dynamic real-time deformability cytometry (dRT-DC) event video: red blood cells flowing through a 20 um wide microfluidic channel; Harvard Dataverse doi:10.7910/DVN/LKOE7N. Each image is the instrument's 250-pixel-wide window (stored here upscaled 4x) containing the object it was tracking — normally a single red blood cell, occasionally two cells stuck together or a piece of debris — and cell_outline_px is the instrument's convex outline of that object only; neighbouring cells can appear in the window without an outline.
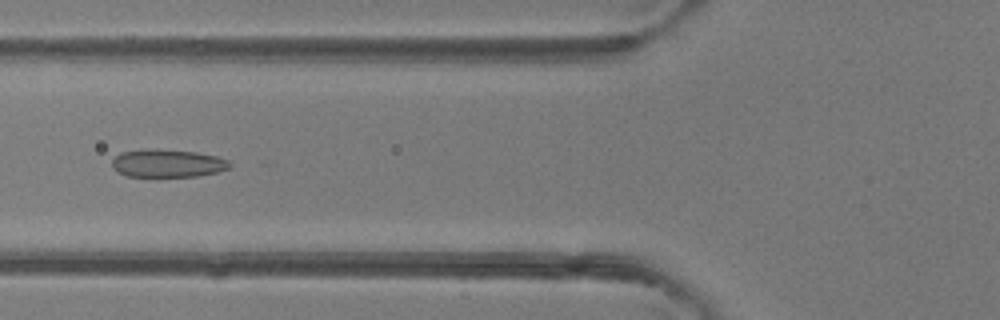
{"species": "common noctule bat (a hibernating species)", "species_latin": "Nyctalus noctula", "temperature_condition": "room temperature", "stored_images_in_passage": 49, "camera_frame_rate_fps": 3000, "um_per_image_px": 0.085, "animal": {"sex": "female"}, "frame": {"image": 1, "passage_image": 19, "time_ms": 6.0, "image_size_px": [1000, 320], "cell_outline_px": [[232, 164], [228, 168], [216, 172], [200, 176], [128, 176], [112, 168], [112, 160], [120, 152], [144, 148], [148, 148], [196, 152], [216, 156], [228, 160]], "centroid_in_image_um": [14.23, 13.86], "position_along_channel_um": 111.6, "area_um2": 19.13}}
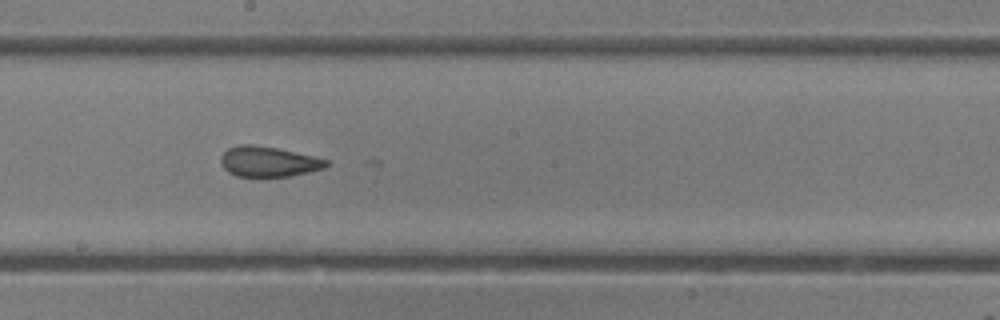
{"frame": {"image": 2, "passage_image": 27, "time_ms": 8.667, "image_size_px": [1000, 320], "cell_outline_px": [[328, 164], [324, 168], [308, 172], [288, 176], [236, 176], [228, 172], [220, 164], [220, 156], [228, 148], [240, 144], [252, 144], [276, 148], [316, 156], [328, 160]], "centroid_in_image_um": [22.79, 13.73], "position_along_channel_um": 225.4, "area_um2": 18.61}}
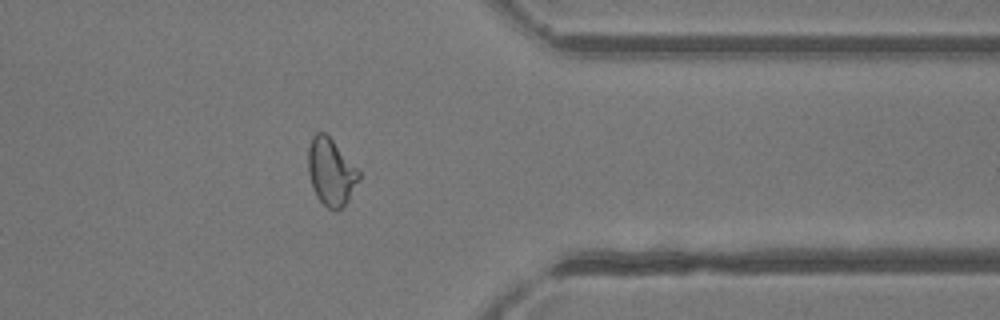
{"frame": {"image": 3, "passage_image": 39, "time_ms": 12.667, "image_size_px": [1000, 320], "cell_outline_px": [[360, 180], [348, 200], [336, 212], [332, 212], [316, 196], [308, 172], [308, 148], [312, 136], [316, 132], [324, 132], [332, 140], [360, 172]], "centroid_in_image_um": [28.13, 14.63], "position_along_channel_um": 383.3, "area_um2": 19.65}, "authors_computed_cell_mechanics": {"area_um2": 20.4034, "velocity_mm_per_s": 4.2508, "shape_relaxation_time_tau1_ms": null, "shape_relaxation_time_tau2_ms": 1.7235, "deformation_change_tau1": null, "deformation_change_tau2": 0.0745}}